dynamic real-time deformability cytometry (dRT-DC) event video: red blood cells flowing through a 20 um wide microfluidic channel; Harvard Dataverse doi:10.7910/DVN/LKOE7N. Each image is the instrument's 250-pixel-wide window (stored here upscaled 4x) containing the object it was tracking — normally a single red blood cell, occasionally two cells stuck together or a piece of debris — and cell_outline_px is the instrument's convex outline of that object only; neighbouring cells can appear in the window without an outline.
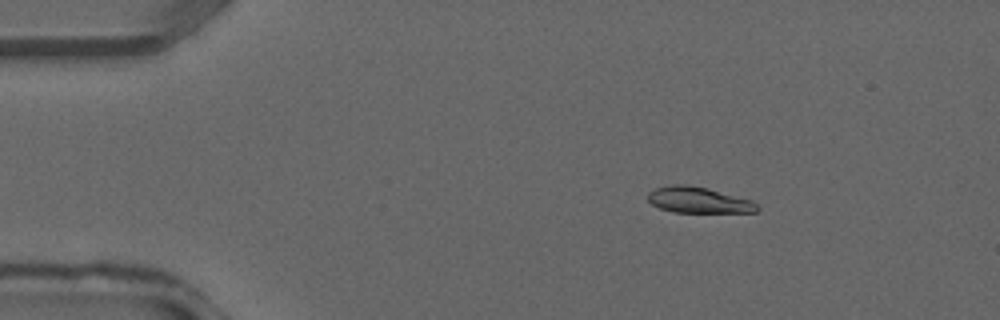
{"species": "common noctule bat (a hibernating species)", "species_latin": "Nyctalus noctula", "temperature_condition": "warm", "stored_images_in_passage": 34, "camera_frame_rate_fps": 3000, "um_per_image_px": 0.085, "animal": {"sex": "male", "forearm_length_mm": 52.5}, "frame": {"image": 1, "passage_image": 3, "time_ms": 0.667, "image_size_px": [1000, 320], "cell_outline_px": [[760, 208], [756, 212], [672, 212], [660, 208], [652, 204], [648, 200], [648, 192], [656, 188], [672, 184], [688, 184], [708, 188], [752, 200]], "centroid_in_image_um": [59.37, 17.0], "position_along_channel_um": 25.6, "area_um2": 16.59}}
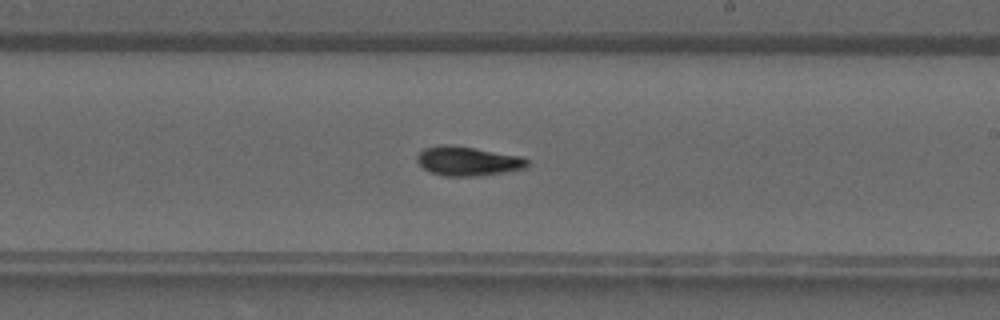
{"frame": {"image": 2, "passage_image": 19, "time_ms": 6.0, "image_size_px": [1000, 320], "cell_outline_px": [[528, 164], [524, 168], [504, 172], [480, 176], [444, 176], [428, 172], [416, 160], [416, 156], [424, 148], [440, 144], [444, 144], [472, 148], [520, 156], [528, 160]], "centroid_in_image_um": [39.71, 13.7], "position_along_channel_um": 249.3, "area_um2": 18.61}}
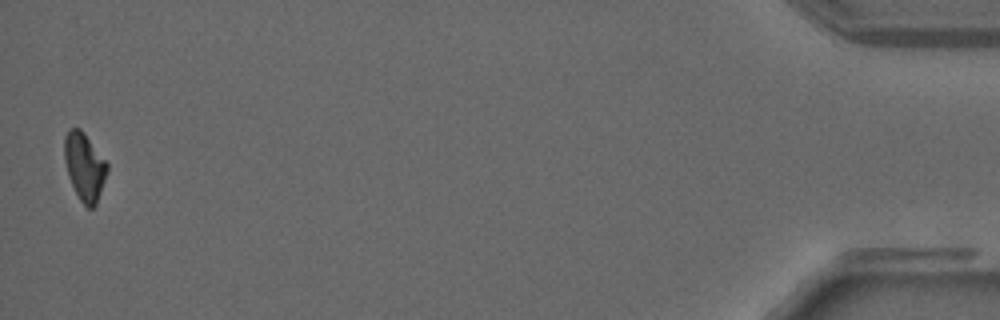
{"frame": {"image": 3, "passage_image": 34, "time_ms": 11.0, "image_size_px": [1000, 320], "cell_outline_px": [[108, 172], [96, 204], [92, 208], [88, 208], [80, 200], [68, 176], [64, 160], [64, 136], [68, 128], [80, 128], [84, 132], [108, 164]], "centroid_in_image_um": [7.17, 14.14], "position_along_channel_um": 428.0, "area_um2": 16.88}}